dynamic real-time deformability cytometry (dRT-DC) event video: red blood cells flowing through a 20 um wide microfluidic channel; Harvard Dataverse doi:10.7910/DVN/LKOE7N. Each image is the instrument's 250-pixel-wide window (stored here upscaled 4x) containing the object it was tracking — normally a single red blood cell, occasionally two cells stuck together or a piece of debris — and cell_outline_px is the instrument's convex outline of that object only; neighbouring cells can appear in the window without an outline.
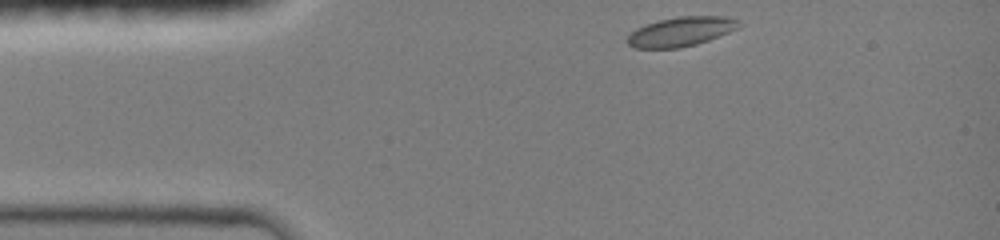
{"species": "common noctule bat (a hibernating species)", "species_latin": "Nyctalus noctula", "temperature_condition": "room temperature", "stored_images_in_passage": 14, "camera_frame_rate_fps": 3000, "um_per_image_px": 0.085, "animal": {"sex": "female", "body_mass_g": 19.0, "forearm_length_mm": 51.5}, "frame": {"image": 1, "passage_image": 1, "time_ms": 0.0, "image_size_px": [1000, 240], "cell_outline_px": [[744, 24], [728, 32], [708, 40], [696, 44], [680, 48], [636, 48], [628, 44], [624, 40], [636, 28], [644, 24], [676, 16], [724, 16], [740, 20]], "centroid_in_image_um": [57.87, 2.68], "position_along_channel_um": 27.1, "area_um2": 19.19}}
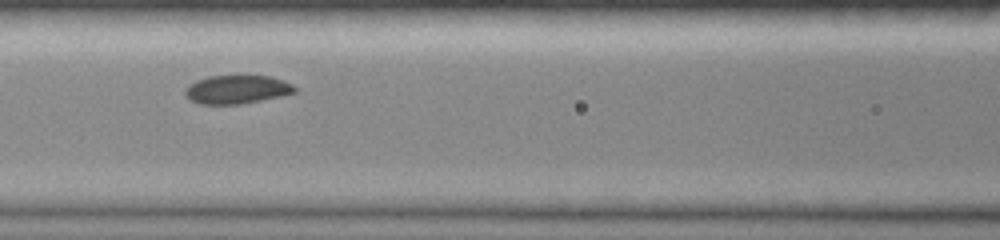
{"frame": {"image": 2, "passage_image": 7, "time_ms": 4.0, "image_size_px": [1000, 240], "cell_outline_px": [[296, 92], [280, 96], [240, 104], [200, 104], [192, 100], [184, 92], [188, 84], [196, 80], [208, 76], [268, 76], [292, 84], [296, 88]], "centroid_in_image_um": [20.11, 7.6], "position_along_channel_um": 146.5, "area_um2": 17.92}}
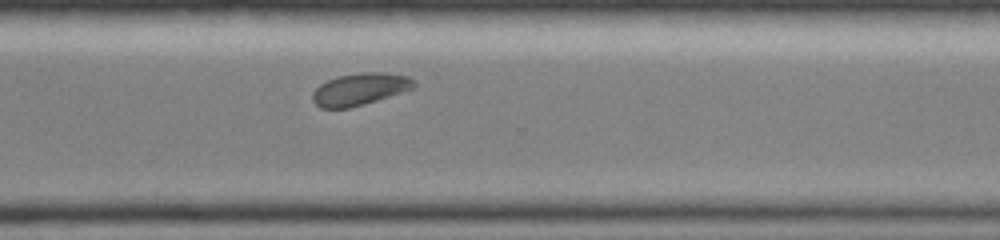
{"frame": {"image": 3, "passage_image": 14, "time_ms": 8.667, "image_size_px": [1000, 240], "cell_outline_px": [[416, 88], [364, 104], [348, 108], [320, 108], [312, 100], [312, 92], [320, 84], [336, 76], [360, 72], [388, 72], [408, 76], [416, 80]], "centroid_in_image_um": [30.62, 7.56], "position_along_channel_um": 340.0, "area_um2": 19.25}}